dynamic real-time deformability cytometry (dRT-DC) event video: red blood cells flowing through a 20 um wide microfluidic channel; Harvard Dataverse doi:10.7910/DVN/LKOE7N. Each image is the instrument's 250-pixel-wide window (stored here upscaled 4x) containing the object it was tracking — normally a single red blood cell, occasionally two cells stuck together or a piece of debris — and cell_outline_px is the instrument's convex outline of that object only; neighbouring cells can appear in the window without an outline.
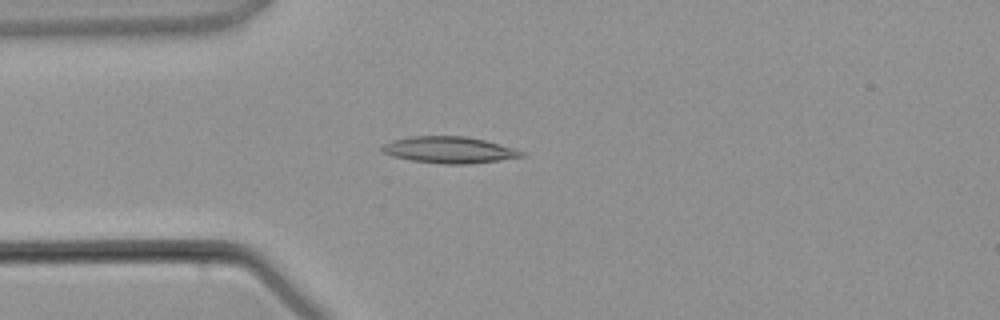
{"species": "common noctule bat (a hibernating species)", "species_latin": "Nyctalus noctula", "temperature_condition": "warm", "stored_images_in_passage": 2, "camera_frame_rate_fps": 3000, "um_per_image_px": 0.085, "animal": {"sex": "male", "body_mass_g": 21.5, "forearm_length_mm": 52.0}, "frame": {"image": 1, "passage_image": 1, "time_ms": 0.0, "image_size_px": [1000, 320], "cell_outline_px": [[528, 156], [468, 164], [444, 164], [412, 160], [392, 156], [380, 152], [380, 144], [392, 140], [412, 136], [464, 136], [484, 140], [500, 144], [524, 152]], "centroid_in_image_um": [38.13, 12.74], "position_along_channel_um": 46.9, "area_um2": 21.62}}